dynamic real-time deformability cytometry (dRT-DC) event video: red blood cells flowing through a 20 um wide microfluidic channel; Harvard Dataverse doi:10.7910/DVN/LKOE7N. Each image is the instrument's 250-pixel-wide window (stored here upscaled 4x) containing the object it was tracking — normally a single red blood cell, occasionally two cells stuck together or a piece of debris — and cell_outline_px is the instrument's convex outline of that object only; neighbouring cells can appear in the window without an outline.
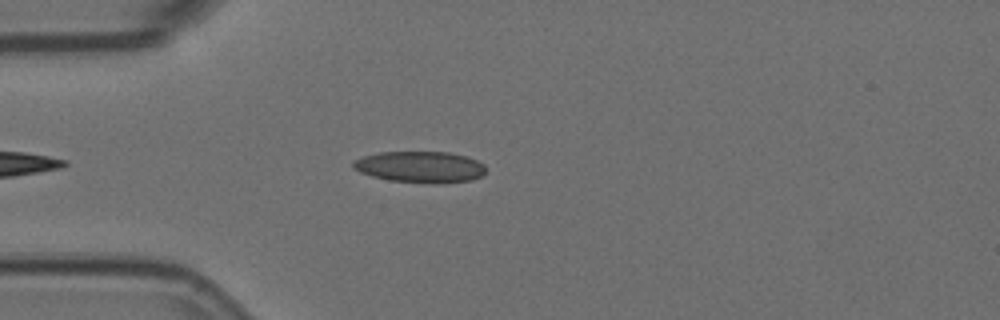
{"species": "Egyptian fruit bat (a non-hibernating species)", "species_latin": "Rousettus aegyptiacus", "temperature_condition": "room temperature", "stored_images_in_passage": 4, "camera_frame_rate_fps": 3000, "um_per_image_px": 0.085, "animal": {"sex": "female"}, "frame": {"image": 1, "passage_image": 4, "time_ms": 1.0, "image_size_px": [1000, 320], "cell_outline_px": [[484, 172], [480, 176], [468, 180], [436, 184], [388, 180], [372, 176], [360, 172], [352, 168], [352, 160], [364, 156], [380, 152], [448, 152], [464, 156], [476, 160], [484, 164]], "centroid_in_image_um": [35.66, 14.19], "position_along_channel_um": 49.3, "area_um2": 24.1}}